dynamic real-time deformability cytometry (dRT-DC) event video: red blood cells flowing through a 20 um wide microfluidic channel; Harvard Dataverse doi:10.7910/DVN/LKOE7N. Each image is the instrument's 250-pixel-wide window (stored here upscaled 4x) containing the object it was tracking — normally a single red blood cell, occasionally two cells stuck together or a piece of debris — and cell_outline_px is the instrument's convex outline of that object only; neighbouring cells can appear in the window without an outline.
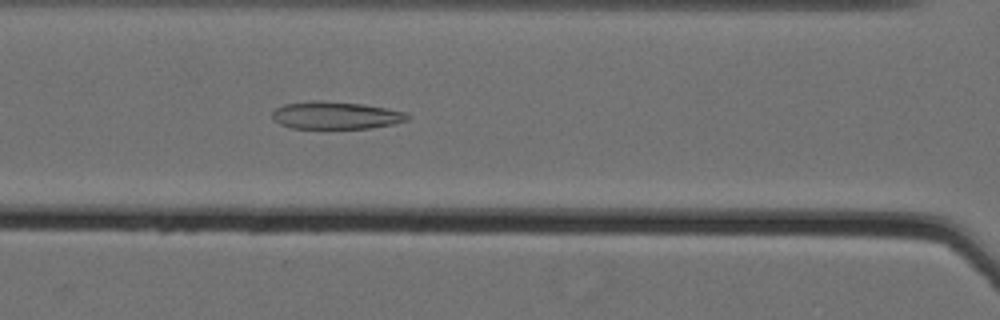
{"species": "Egyptian fruit bat (a non-hibernating species)", "species_latin": "Rousettus aegyptiacus", "temperature_condition": "cold", "stored_images_in_passage": 61, "camera_frame_rate_fps": 3000, "um_per_image_px": 0.085, "animal": {"sex": "female"}, "frame": {"image": 1, "passage_image": 31, "time_ms": 10.0, "image_size_px": [1000, 320], "cell_outline_px": [[412, 116], [408, 120], [392, 124], [368, 128], [292, 128], [280, 124], [272, 120], [272, 112], [276, 108], [284, 104], [316, 100], [324, 100], [364, 104], [388, 108], [404, 112]], "centroid_in_image_um": [28.54, 9.79], "position_along_channel_um": 138.1, "area_um2": 21.79}}
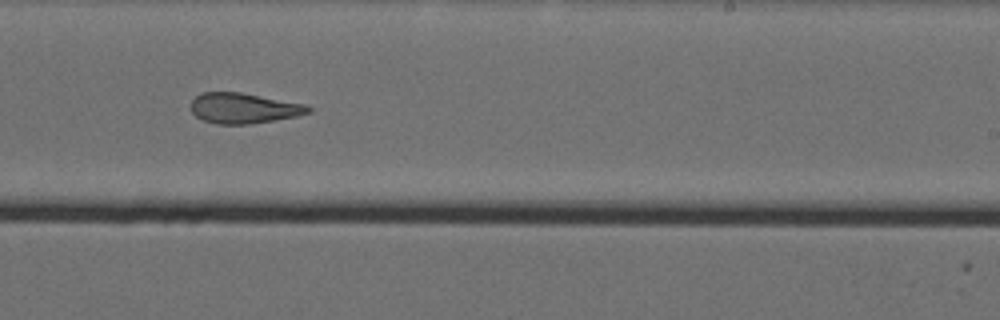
{"frame": {"image": 2, "passage_image": 42, "time_ms": 13.667, "image_size_px": [1000, 320], "cell_outline_px": [[312, 112], [296, 116], [248, 124], [216, 124], [204, 120], [196, 116], [192, 112], [192, 100], [200, 92], [240, 92], [304, 104], [312, 108]], "centroid_in_image_um": [20.7, 9.19], "position_along_channel_um": 268.3, "area_um2": 20.58}}
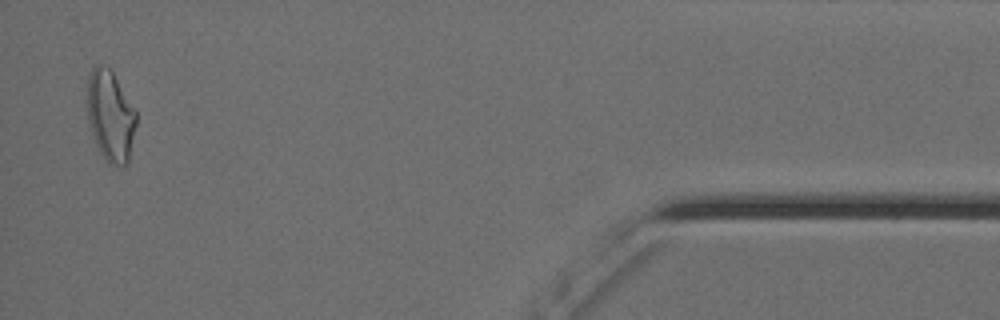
{"frame": {"image": 3, "passage_image": 60, "time_ms": 19.667, "image_size_px": [1000, 320], "cell_outline_px": [[136, 124], [128, 164], [120, 168], [108, 164], [104, 160], [96, 144], [88, 120], [88, 72], [96, 64], [104, 64], [112, 72], [136, 112]], "centroid_in_image_um": [9.38, 9.9], "position_along_channel_um": 425.8, "area_um2": 25.89}, "authors_computed_cell_mechanics": {"area_um2": 25.432, "velocity_mm_per_s": 3.5659, "shape_relaxation_time_tau1_ms": null, "shape_relaxation_time_tau2_ms": 2.7987, "deformation_change_tau1": null, "deformation_change_tau2": 0.107}}